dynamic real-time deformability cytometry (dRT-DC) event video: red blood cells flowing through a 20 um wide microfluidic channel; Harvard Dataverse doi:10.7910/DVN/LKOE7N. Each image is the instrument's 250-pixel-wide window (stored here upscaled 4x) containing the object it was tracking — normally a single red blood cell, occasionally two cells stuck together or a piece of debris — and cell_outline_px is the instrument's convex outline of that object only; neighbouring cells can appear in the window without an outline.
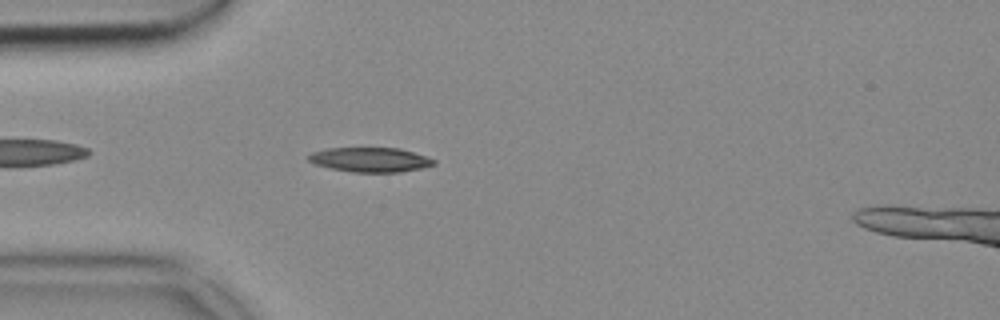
{"species": "common noctule bat (a hibernating species)", "species_latin": "Nyctalus noctula", "temperature_condition": "cold", "stored_images_in_passage": 44, "segment_of_instrument_passage": [1, 2], "camera_frame_rate_fps": 3000, "um_per_image_px": 0.085, "animal": {"sex": "female", "body_mass_g": 18.4}, "frame": {"image": 1, "passage_image": 5, "time_ms": 1.333, "image_size_px": [1000, 320], "cell_outline_px": [[436, 164], [420, 168], [400, 172], [352, 172], [332, 168], [316, 164], [308, 160], [308, 156], [312, 152], [328, 148], [400, 148], [436, 160]], "centroid_in_image_um": [31.47, 13.57], "position_along_channel_um": 53.5, "area_um2": 17.69}}
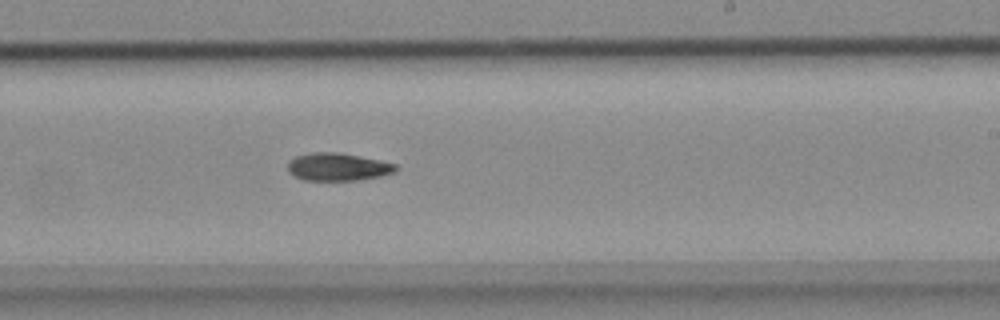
{"frame": {"image": 2, "passage_image": 22, "time_ms": 7.0, "image_size_px": [1000, 320], "cell_outline_px": [[400, 168], [396, 172], [380, 176], [356, 180], [304, 180], [292, 176], [288, 172], [288, 160], [296, 156], [312, 152], [340, 152], [380, 160], [396, 164]], "centroid_in_image_um": [28.71, 14.18], "position_along_channel_um": 260.3, "area_um2": 17.69}}
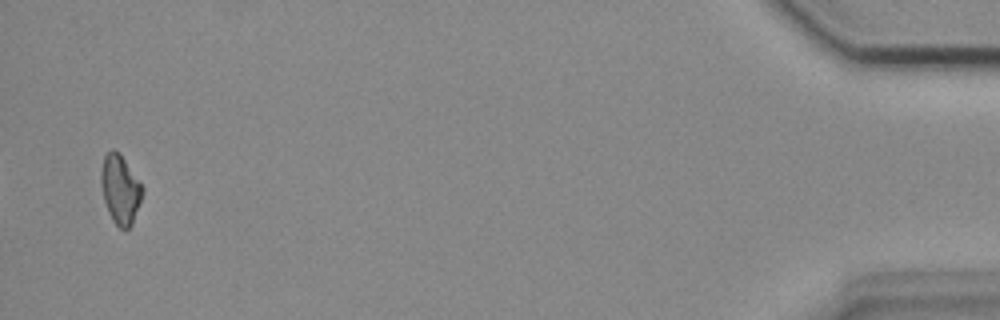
{"frame": {"image": 3, "passage_image": 42, "time_ms": 13.667, "image_size_px": [1000, 320], "cell_outline_px": [[144, 192], [132, 224], [128, 228], [120, 228], [112, 220], [108, 212], [104, 200], [100, 184], [100, 172], [104, 156], [112, 148], [120, 152], [144, 188]], "centroid_in_image_um": [10.21, 16.07], "position_along_channel_um": 425.0, "area_um2": 16.76}}